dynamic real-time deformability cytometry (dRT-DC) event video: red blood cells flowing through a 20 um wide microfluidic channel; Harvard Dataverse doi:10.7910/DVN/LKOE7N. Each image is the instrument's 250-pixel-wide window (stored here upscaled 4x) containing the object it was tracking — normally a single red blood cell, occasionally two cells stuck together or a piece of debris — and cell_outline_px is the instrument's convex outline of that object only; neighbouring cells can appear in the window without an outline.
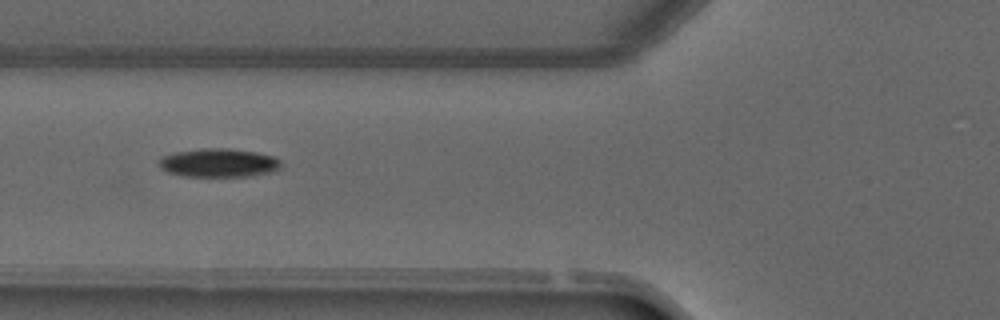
{"species": "common noctule bat (a hibernating species)", "species_latin": "Nyctalus noctula", "temperature_condition": "warm", "stored_images_in_passage": 6, "camera_frame_rate_fps": 3000, "um_per_image_px": 0.085, "animal": {"sex": "male", "forearm_length_mm": 52.5}, "frame": {"image": 1, "passage_image": 6, "time_ms": 6.0, "image_size_px": [1000, 320], "cell_outline_px": [[280, 168], [272, 172], [248, 176], [184, 176], [168, 172], [160, 168], [160, 156], [176, 152], [200, 148], [228, 148], [256, 152], [272, 156], [280, 160]], "centroid_in_image_um": [18.58, 13.83], "position_along_channel_um": 107.2, "area_um2": 20.29}}